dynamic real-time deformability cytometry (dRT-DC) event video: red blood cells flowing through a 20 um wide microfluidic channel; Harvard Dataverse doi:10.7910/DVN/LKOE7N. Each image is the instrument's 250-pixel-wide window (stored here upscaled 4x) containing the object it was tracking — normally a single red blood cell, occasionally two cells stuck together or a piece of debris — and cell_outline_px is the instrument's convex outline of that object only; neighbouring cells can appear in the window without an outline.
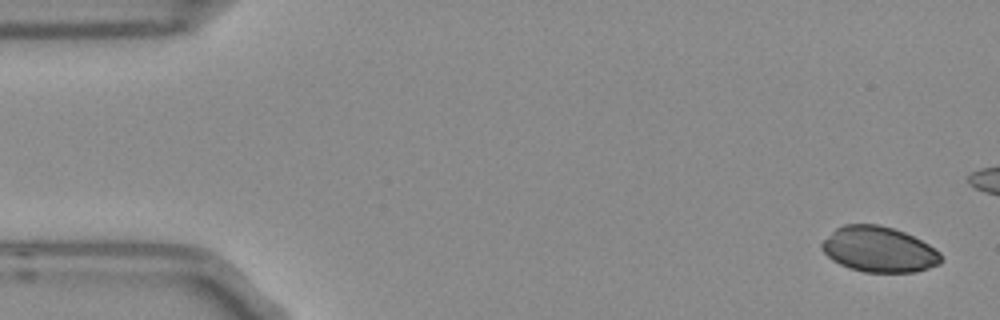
{"species": "Egyptian fruit bat (a non-hibernating species)", "species_latin": "Rousettus aegyptiacus", "temperature_condition": "room temperature", "stored_images_in_passage": 4, "camera_frame_rate_fps": 3000, "um_per_image_px": 0.085, "frame": {"image": 1, "passage_image": 1, "time_ms": 0.0, "image_size_px": [1000, 320], "cell_outline_px": [[944, 260], [940, 264], [916, 272], [864, 272], [848, 268], [832, 260], [820, 248], [820, 244], [836, 228], [844, 224], [880, 224], [904, 232], [928, 244], [940, 252]], "centroid_in_image_um": [74.71, 21.21], "position_along_channel_um": 10.3, "area_um2": 31.67}}